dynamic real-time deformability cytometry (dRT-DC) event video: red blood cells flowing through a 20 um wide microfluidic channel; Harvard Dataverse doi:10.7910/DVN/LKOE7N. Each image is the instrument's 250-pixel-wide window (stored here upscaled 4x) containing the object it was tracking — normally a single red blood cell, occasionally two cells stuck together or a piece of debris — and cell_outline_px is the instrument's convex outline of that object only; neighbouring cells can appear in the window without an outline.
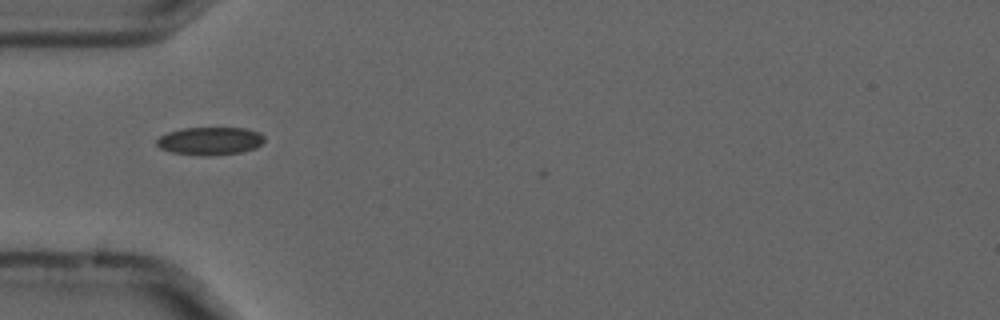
{"species": "common noctule bat (a hibernating species)", "species_latin": "Nyctalus noctula", "temperature_condition": "cold", "stored_images_in_passage": 2, "camera_frame_rate_fps": 3000, "um_per_image_px": 0.085, "animal": {"sex": "male", "forearm_length_mm": 52.5}, "frame": {"image": 1, "passage_image": 1, "time_ms": 0.0, "image_size_px": [1000, 320], "cell_outline_px": [[264, 140], [256, 148], [240, 152], [208, 156], [204, 156], [172, 152], [160, 148], [156, 144], [156, 140], [160, 136], [168, 132], [184, 128], [244, 128], [260, 132], [264, 136]], "centroid_in_image_um": [17.85, 11.98], "position_along_channel_um": 67.1, "area_um2": 17.46}}